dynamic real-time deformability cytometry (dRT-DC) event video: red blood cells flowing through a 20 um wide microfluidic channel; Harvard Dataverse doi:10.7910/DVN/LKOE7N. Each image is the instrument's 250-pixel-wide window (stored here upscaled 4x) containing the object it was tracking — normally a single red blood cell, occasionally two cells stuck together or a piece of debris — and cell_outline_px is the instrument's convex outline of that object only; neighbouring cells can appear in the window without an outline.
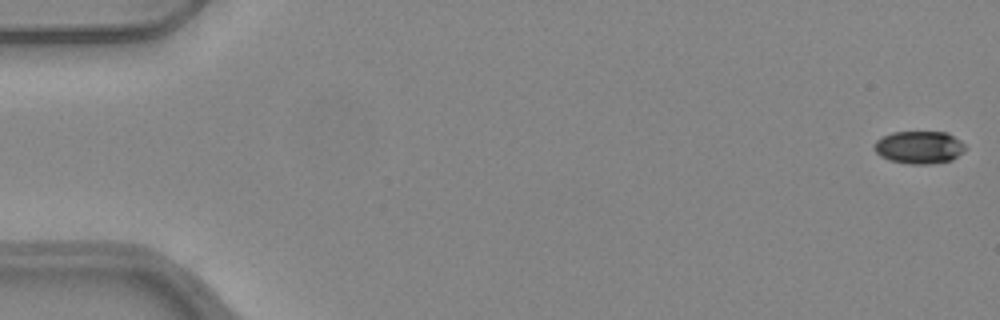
{"species": "common noctule bat (a hibernating species)", "species_latin": "Nyctalus noctula", "temperature_condition": "warm", "stored_images_in_passage": 52, "camera_frame_rate_fps": 3000, "um_per_image_px": 0.085, "animal": {"sex": "female", "body_mass_g": 24.6, "forearm_length_mm": 56.2}, "frame": {"image": 1, "passage_image": 1, "time_ms": 0.0, "image_size_px": [1000, 320], "cell_outline_px": [[968, 148], [964, 152], [952, 160], [932, 164], [908, 164], [888, 160], [880, 156], [872, 148], [872, 144], [880, 136], [892, 132], [948, 132], [960, 140]], "centroid_in_image_um": [78.11, 12.52], "position_along_channel_um": 6.9, "area_um2": 17.8}}
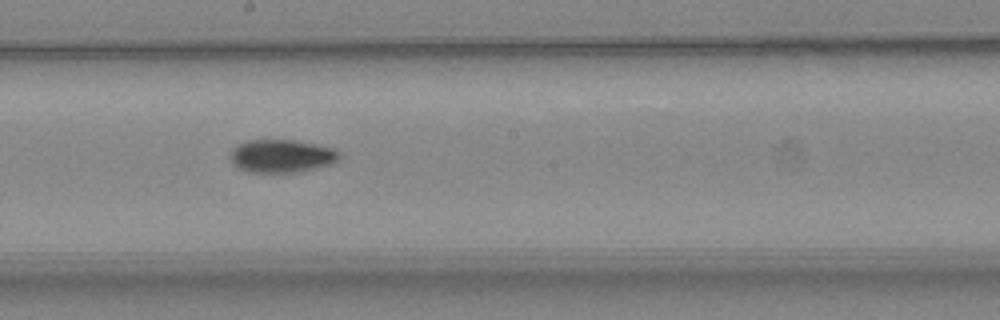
{"frame": {"image": 2, "passage_image": 29, "time_ms": 9.333, "image_size_px": [1000, 320], "cell_outline_px": [[340, 160], [332, 164], [300, 172], [248, 172], [232, 164], [228, 156], [232, 148], [236, 144], [248, 140], [292, 140], [332, 148], [340, 152]], "centroid_in_image_um": [23.9, 13.27], "position_along_channel_um": 224.3, "area_um2": 21.15}}
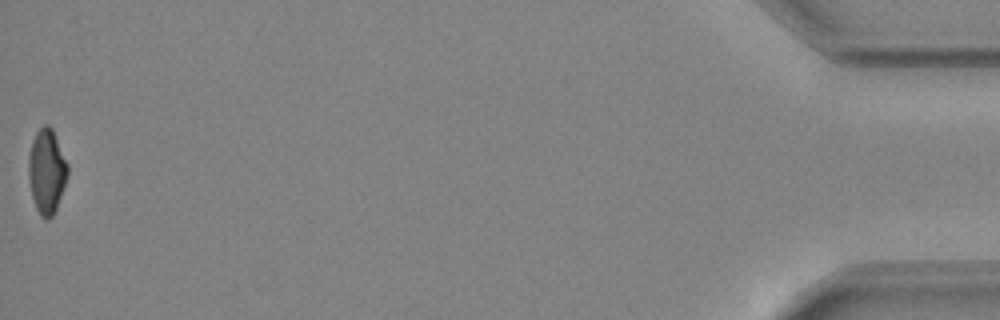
{"frame": {"image": 3, "passage_image": 52, "time_ms": 17.0, "image_size_px": [1000, 320], "cell_outline_px": [[68, 176], [56, 208], [52, 216], [48, 220], [44, 220], [40, 216], [36, 208], [32, 196], [28, 176], [28, 156], [32, 140], [36, 132], [44, 124], [48, 124], [52, 128], [68, 164]], "centroid_in_image_um": [3.96, 14.56], "position_along_channel_um": 431.2, "area_um2": 19.36}, "authors_computed_cell_mechanics": {"area_um2": 19.7676, "velocity_mm_per_s": 4.0192, "shape_relaxation_time_tau1_ms": 6.3504, "shape_relaxation_time_tau2_ms": 5.0743, "deformation_change_tau1": 0.1899, "deformation_change_tau2": 0.0882}}